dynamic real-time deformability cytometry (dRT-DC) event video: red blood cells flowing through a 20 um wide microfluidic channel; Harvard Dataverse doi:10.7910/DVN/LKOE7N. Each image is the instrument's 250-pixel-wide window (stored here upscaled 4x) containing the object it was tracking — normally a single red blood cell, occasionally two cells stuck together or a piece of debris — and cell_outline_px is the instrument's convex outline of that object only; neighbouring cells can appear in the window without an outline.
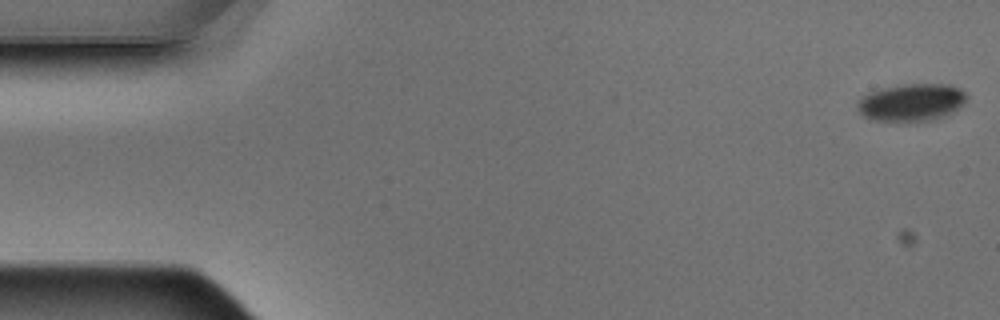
{"species": "Egyptian fruit bat (a non-hibernating species)", "species_latin": "Rousettus aegyptiacus", "temperature_condition": "warm", "stored_images_in_passage": 5, "camera_frame_rate_fps": 3000, "um_per_image_px": 0.085, "animal": {"sex": "male"}, "frame": {"image": 1, "passage_image": 1, "time_ms": 0.0, "image_size_px": [1000, 320], "cell_outline_px": [[968, 100], [964, 104], [948, 116], [932, 120], [904, 124], [872, 120], [864, 116], [856, 108], [856, 104], [860, 96], [868, 92], [884, 88], [904, 84], [948, 84], [960, 88], [968, 92]], "centroid_in_image_um": [77.49, 8.74], "position_along_channel_um": 7.5, "area_um2": 24.97}}
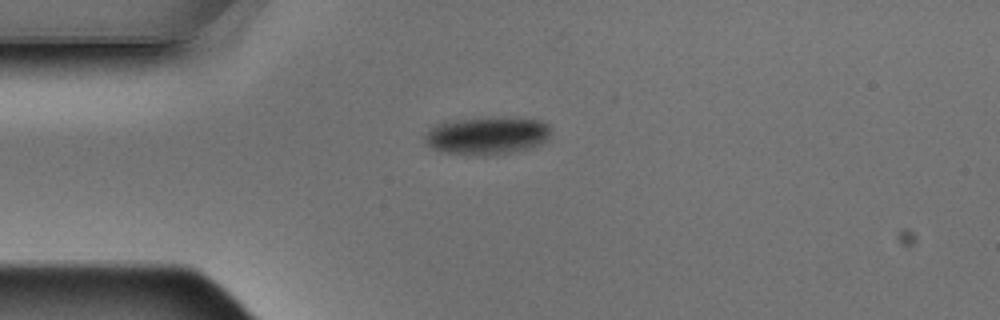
{"frame": {"image": 2, "passage_image": 4, "time_ms": 1.0, "image_size_px": [1000, 320], "cell_outline_px": [[552, 132], [540, 144], [532, 148], [512, 152], [484, 156], [444, 152], [432, 148], [424, 140], [424, 136], [436, 124], [456, 120], [540, 120], [548, 124], [552, 128]], "centroid_in_image_um": [41.41, 11.58], "position_along_channel_um": 43.6, "area_um2": 26.65}}